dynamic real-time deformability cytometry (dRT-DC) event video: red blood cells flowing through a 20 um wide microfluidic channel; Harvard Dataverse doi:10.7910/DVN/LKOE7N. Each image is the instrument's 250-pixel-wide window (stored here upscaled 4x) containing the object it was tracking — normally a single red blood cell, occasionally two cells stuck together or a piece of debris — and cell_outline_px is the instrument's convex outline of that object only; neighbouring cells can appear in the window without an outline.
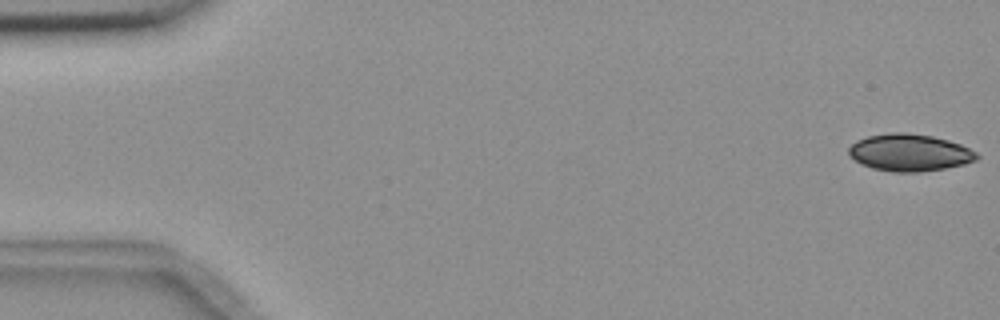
{"species": "common noctule bat (a hibernating species)", "species_latin": "Nyctalus noctula", "temperature_condition": "room temperature", "stored_images_in_passage": 6, "camera_frame_rate_fps": 3000, "um_per_image_px": 0.085, "animal": {"sex": "female", "body_mass_g": 18.4}, "frame": {"image": 1, "passage_image": 1, "time_ms": 0.0, "image_size_px": [1000, 320], "cell_outline_px": [[980, 156], [976, 160], [964, 164], [944, 168], [920, 172], [892, 172], [872, 168], [860, 164], [848, 156], [848, 148], [856, 140], [868, 136], [892, 132], [904, 132], [932, 136], [948, 140], [960, 144], [976, 152]], "centroid_in_image_um": [77.28, 12.97], "position_along_channel_um": 7.7, "area_um2": 27.8}}
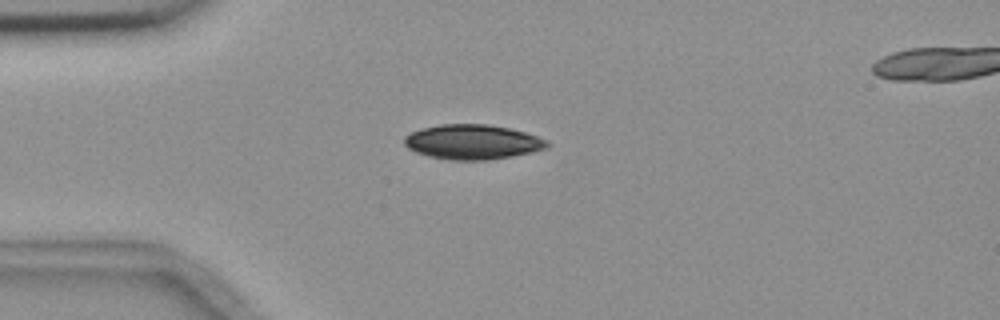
{"frame": {"image": 2, "passage_image": 5, "time_ms": 4.333, "image_size_px": [1000, 320], "cell_outline_px": [[548, 144], [544, 148], [512, 156], [484, 160], [452, 160], [428, 156], [416, 152], [408, 148], [404, 144], [404, 136], [412, 132], [424, 128], [440, 124], [488, 124], [508, 128], [524, 132], [548, 140]], "centroid_in_image_um": [40.12, 12.06], "position_along_channel_um": 44.9, "area_um2": 28.55}}